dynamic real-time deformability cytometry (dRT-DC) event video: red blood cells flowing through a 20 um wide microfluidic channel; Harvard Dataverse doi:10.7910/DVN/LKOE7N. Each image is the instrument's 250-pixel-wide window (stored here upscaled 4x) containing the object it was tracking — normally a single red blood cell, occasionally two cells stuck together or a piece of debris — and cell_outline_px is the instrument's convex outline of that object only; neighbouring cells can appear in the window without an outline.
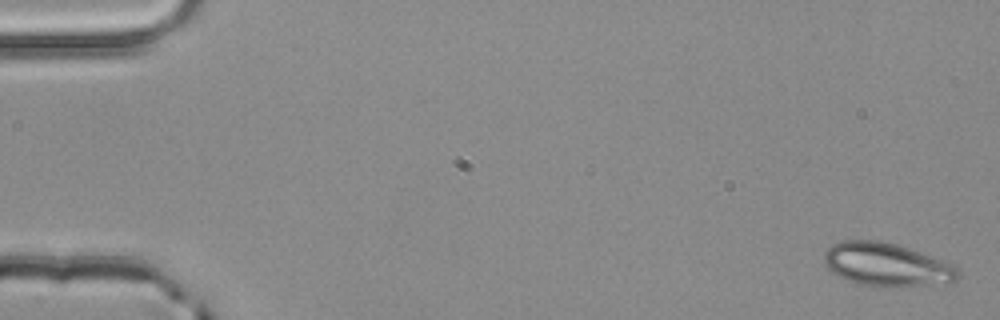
{"species": "common noctule bat (a hibernating species)", "species_latin": "Nyctalus noctula", "temperature_condition": "room temperature", "stored_images_in_passage": 3, "camera_frame_rate_fps": 3000, "um_per_image_px": 0.085, "animal": {"sex": "male", "body_mass_g": 20.4}, "frame": {"image": 1, "passage_image": 1, "time_ms": 0.0, "image_size_px": [1000, 320], "cell_outline_px": [[960, 276], [956, 280], [900, 288], [860, 284], [848, 280], [832, 272], [824, 264], [824, 252], [832, 244], [844, 240], [880, 240], [896, 244], [920, 252], [940, 260], [956, 268]], "centroid_in_image_um": [75.29, 22.49], "position_along_channel_um": 9.7, "area_um2": 33.35}}